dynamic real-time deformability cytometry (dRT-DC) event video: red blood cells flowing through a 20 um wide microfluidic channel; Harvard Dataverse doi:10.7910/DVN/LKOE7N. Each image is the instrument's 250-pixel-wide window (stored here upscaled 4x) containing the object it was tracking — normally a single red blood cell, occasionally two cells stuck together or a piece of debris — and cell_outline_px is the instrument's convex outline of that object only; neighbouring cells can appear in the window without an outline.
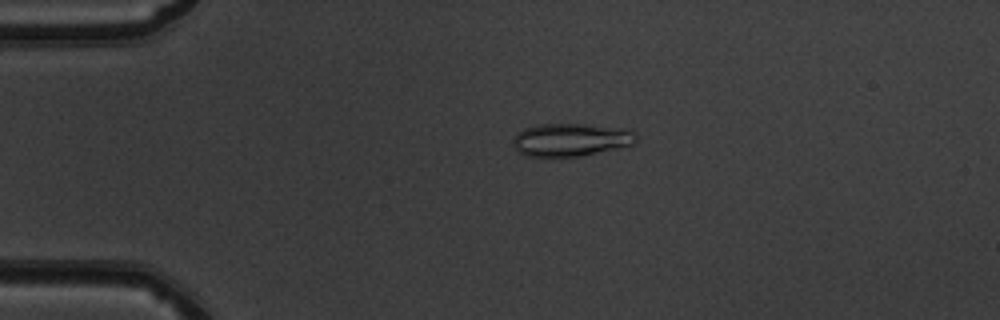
{"species": "common noctule bat (a hibernating species)", "species_latin": "Nyctalus noctula", "temperature_condition": "warm", "stored_images_in_passage": 51, "camera_frame_rate_fps": 3000, "um_per_image_px": 0.085, "animal": {"sex": "male", "body_mass_g": 19.5, "forearm_length_mm": 54.6}, "frame": {"image": 1, "passage_image": 12, "time_ms": 3.667, "image_size_px": [1000, 320], "cell_outline_px": [[636, 144], [580, 156], [524, 156], [516, 152], [512, 140], [516, 132], [524, 128], [536, 124], [584, 124], [628, 128], [636, 132]], "centroid_in_image_um": [48.51, 11.87], "position_along_channel_um": 36.5, "area_um2": 23.99}}
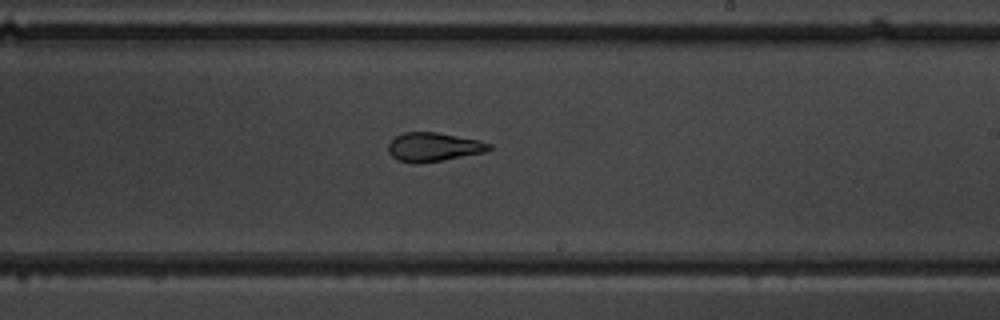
{"frame": {"image": 2, "passage_image": 31, "time_ms": 10.0, "image_size_px": [1000, 320], "cell_outline_px": [[492, 148], [484, 152], [444, 160], [416, 164], [412, 164], [396, 160], [388, 152], [388, 144], [396, 136], [404, 132], [436, 132], [480, 140], [492, 144]], "centroid_in_image_um": [36.83, 12.5], "position_along_channel_um": 252.2, "area_um2": 17.11}}
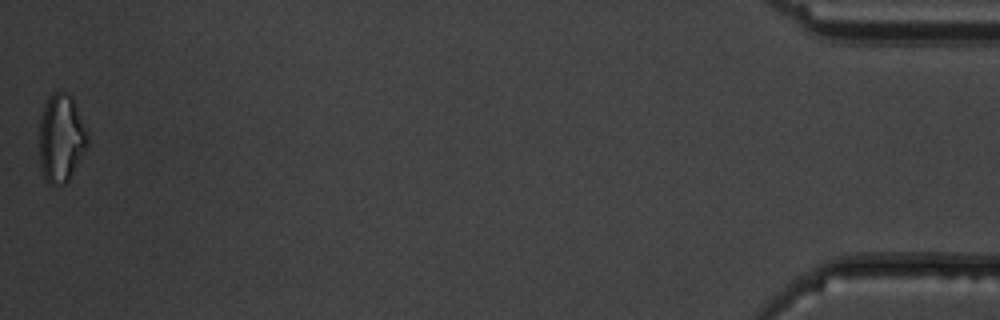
{"frame": {"image": 3, "passage_image": 51, "time_ms": 16.667, "image_size_px": [1000, 320], "cell_outline_px": [[88, 144], [68, 180], [64, 184], [52, 184], [44, 180], [40, 164], [40, 116], [48, 96], [52, 92], [68, 92], [72, 96], [88, 132]], "centroid_in_image_um": [5.19, 11.71], "position_along_channel_um": 430.0, "area_um2": 24.74}, "authors_computed_cell_mechanics": {"area_um2": 19.1318, "velocity_mm_per_s": 4.0383, "shape_relaxation_time_tau1_ms": null, "shape_relaxation_time_tau2_ms": 2.2936, "deformation_change_tau1": null, "deformation_change_tau2": 0.098}}